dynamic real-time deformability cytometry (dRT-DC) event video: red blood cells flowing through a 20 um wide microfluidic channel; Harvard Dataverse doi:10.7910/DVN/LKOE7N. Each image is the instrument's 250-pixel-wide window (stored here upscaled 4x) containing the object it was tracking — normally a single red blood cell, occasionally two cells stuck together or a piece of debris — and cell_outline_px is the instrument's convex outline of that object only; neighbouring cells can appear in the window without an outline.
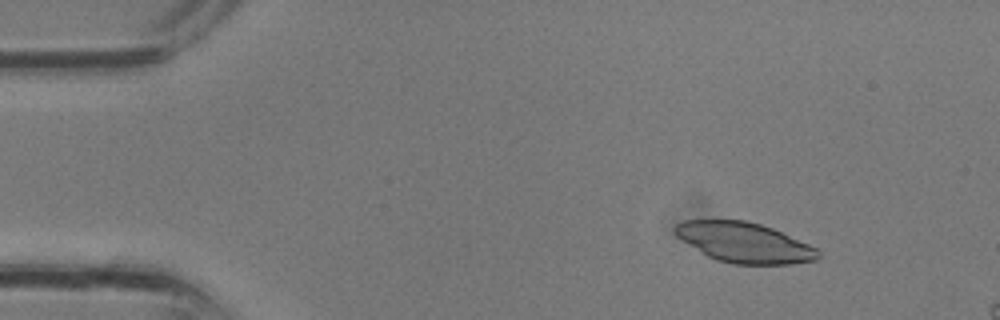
{"species": "common noctule bat (a hibernating species)", "species_latin": "Nyctalus noctula", "temperature_condition": "room temperature", "stored_images_in_passage": 33, "camera_frame_rate_fps": 3000, "um_per_image_px": 0.085, "animal": {"sex": "male", "body_mass_g": 13.3}, "frame": {"image": 1, "passage_image": 4, "time_ms": 1.0, "image_size_px": [1000, 320], "cell_outline_px": [[820, 256], [816, 260], [792, 264], [732, 264], [716, 260], [708, 256], [676, 236], [672, 232], [672, 228], [676, 224], [684, 220], [744, 220], [760, 224], [772, 228], [808, 244], [816, 248], [820, 252]], "centroid_in_image_um": [63.24, 20.61], "position_along_channel_um": 21.8, "area_um2": 33.35}}